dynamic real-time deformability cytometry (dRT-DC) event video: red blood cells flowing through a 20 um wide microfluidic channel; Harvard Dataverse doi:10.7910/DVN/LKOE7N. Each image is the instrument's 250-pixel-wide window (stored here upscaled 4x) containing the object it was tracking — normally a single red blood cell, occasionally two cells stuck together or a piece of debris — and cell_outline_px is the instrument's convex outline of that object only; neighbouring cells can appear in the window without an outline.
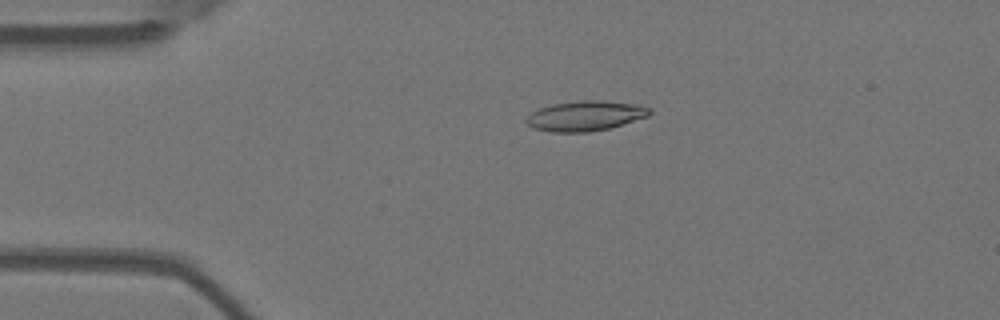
{"species": "Egyptian fruit bat (a non-hibernating species)", "species_latin": "Rousettus aegyptiacus", "temperature_condition": "warm", "stored_images_in_passage": 5, "camera_frame_rate_fps": 3000, "um_per_image_px": 0.085, "animal": {"sex": "female"}, "frame": {"image": 1, "passage_image": 4, "time_ms": 1.0, "image_size_px": [1000, 320], "cell_outline_px": [[652, 112], [648, 116], [608, 128], [588, 132], [552, 132], [532, 128], [524, 120], [532, 112], [540, 108], [552, 104], [580, 100], [600, 100], [640, 104], [652, 108]], "centroid_in_image_um": [49.76, 9.84], "position_along_channel_um": 35.2, "area_um2": 21.62}}